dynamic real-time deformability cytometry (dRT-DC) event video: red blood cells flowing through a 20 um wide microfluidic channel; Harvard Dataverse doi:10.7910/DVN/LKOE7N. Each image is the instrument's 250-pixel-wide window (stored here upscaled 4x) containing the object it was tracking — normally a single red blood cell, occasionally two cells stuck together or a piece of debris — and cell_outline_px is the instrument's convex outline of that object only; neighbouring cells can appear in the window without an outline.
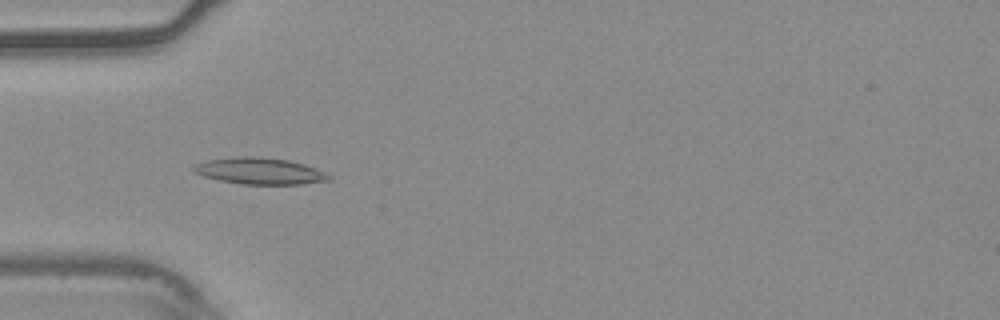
{"species": "common noctule bat (a hibernating species)", "species_latin": "Nyctalus noctula", "temperature_condition": "warm", "stored_images_in_passage": 54, "camera_frame_rate_fps": 3000, "um_per_image_px": 0.085, "animal": {"sex": "male", "body_mass_g": 20.4}, "frame": {"image": 1, "passage_image": 17, "time_ms": 5.333, "image_size_px": [1000, 320], "cell_outline_px": [[332, 180], [300, 184], [240, 184], [220, 180], [204, 176], [192, 172], [192, 168], [196, 164], [208, 160], [236, 156], [256, 156], [288, 160], [304, 164], [324, 172], [332, 176]], "centroid_in_image_um": [22.07, 14.53], "position_along_channel_um": 62.9, "area_um2": 20.87}}
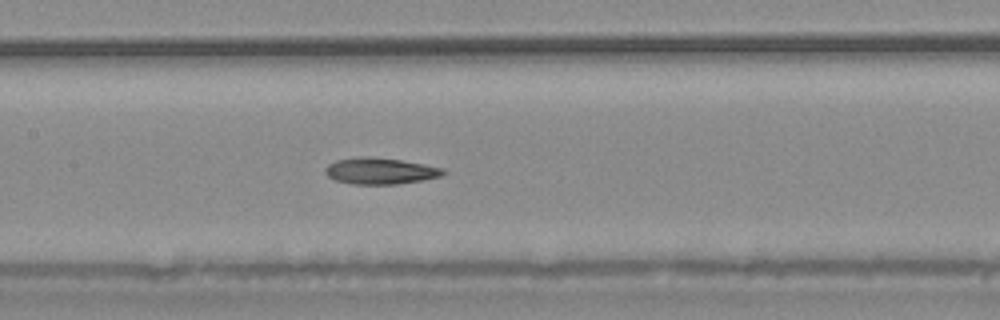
{"frame": {"image": 2, "passage_image": 26, "time_ms": 8.333, "image_size_px": [1000, 320], "cell_outline_px": [[448, 172], [440, 176], [424, 180], [396, 184], [352, 184], [336, 180], [328, 176], [324, 172], [324, 168], [328, 164], [336, 160], [364, 156], [400, 160], [424, 164], [444, 168]], "centroid_in_image_um": [32.33, 14.53], "position_along_channel_um": 175.1, "area_um2": 18.09}}
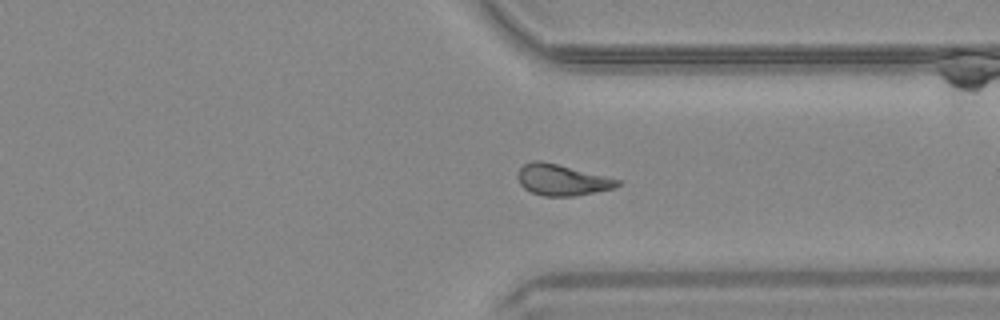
{"frame": {"image": 3, "passage_image": 41, "time_ms": 13.333, "image_size_px": [1000, 320], "cell_outline_px": [[620, 184], [612, 188], [576, 196], [544, 196], [532, 192], [524, 188], [520, 184], [516, 176], [520, 168], [524, 164], [532, 160], [540, 160], [620, 180]], "centroid_in_image_um": [47.7, 15.29], "position_along_channel_um": 363.7, "area_um2": 17.74}, "authors_computed_cell_mechanics": {"area_um2": 18.7272, "velocity_mm_per_s": 3.7715, "shape_relaxation_time_tau1_ms": null, "shape_relaxation_time_tau2_ms": 7.4518, "deformation_change_tau1": null, "deformation_change_tau2": 0.161}}